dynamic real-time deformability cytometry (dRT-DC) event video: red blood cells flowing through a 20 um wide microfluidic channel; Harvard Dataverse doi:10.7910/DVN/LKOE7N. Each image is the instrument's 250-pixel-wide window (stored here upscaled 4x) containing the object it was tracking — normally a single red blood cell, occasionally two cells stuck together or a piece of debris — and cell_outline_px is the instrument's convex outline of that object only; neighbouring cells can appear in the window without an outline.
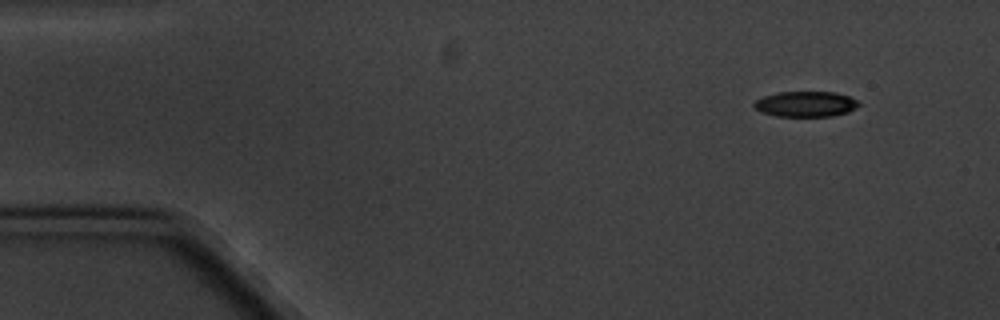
{"species": "common noctule bat (a hibernating species)", "species_latin": "Nyctalus noctula", "temperature_condition": "cold", "stored_images_in_passage": 9, "camera_frame_rate_fps": 3000, "um_per_image_px": 0.085, "animal": {"sex": "male", "body_mass_g": 20.1, "forearm_length_mm": 53.5}, "frame": {"image": 1, "passage_image": 1, "time_ms": 0.0, "image_size_px": [1000, 320], "cell_outline_px": [[860, 104], [856, 108], [848, 112], [832, 116], [776, 116], [760, 112], [752, 104], [756, 100], [764, 96], [776, 92], [836, 92], [848, 96], [856, 100]], "centroid_in_image_um": [68.47, 8.84], "position_along_channel_um": 16.5, "area_um2": 15.55}}
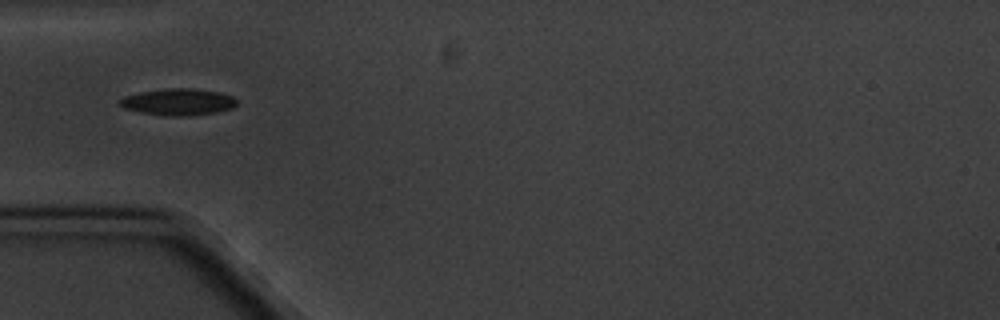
{"frame": {"image": 2, "passage_image": 4, "time_ms": 4.333, "image_size_px": [1000, 320], "cell_outline_px": [[236, 104], [232, 108], [216, 112], [188, 116], [172, 116], [140, 112], [124, 108], [116, 104], [116, 100], [124, 96], [140, 92], [168, 88], [192, 88], [220, 92], [232, 96], [236, 100]], "centroid_in_image_um": [15.1, 8.66], "position_along_channel_um": 69.9, "area_um2": 18.26}}